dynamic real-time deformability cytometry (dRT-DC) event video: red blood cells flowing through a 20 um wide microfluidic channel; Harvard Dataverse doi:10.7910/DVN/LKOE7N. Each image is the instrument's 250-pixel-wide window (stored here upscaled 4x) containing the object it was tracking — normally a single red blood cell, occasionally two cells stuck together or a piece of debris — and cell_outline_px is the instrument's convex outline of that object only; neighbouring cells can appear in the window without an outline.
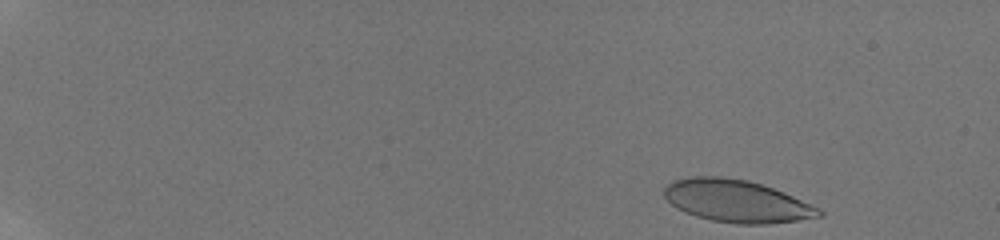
{"species": "human", "species_latin": "Homo sapiens", "temperature_condition": "room temperature", "stored_images_in_passage": 18, "camera_frame_rate_fps": 3000, "um_per_image_px": 0.085, "donor": {"sex": "male"}, "frame": {"image": 1, "passage_image": 1, "time_ms": 0.0, "image_size_px": [1000, 240], "cell_outline_px": [[824, 216], [768, 224], [736, 224], [712, 220], [696, 216], [684, 212], [676, 208], [664, 196], [664, 188], [672, 180], [692, 176], [720, 176], [748, 180], [784, 192], [812, 204], [824, 212]], "centroid_in_image_um": [62.61, 17.09], "position_along_channel_um": 22.4, "area_um2": 38.26}}
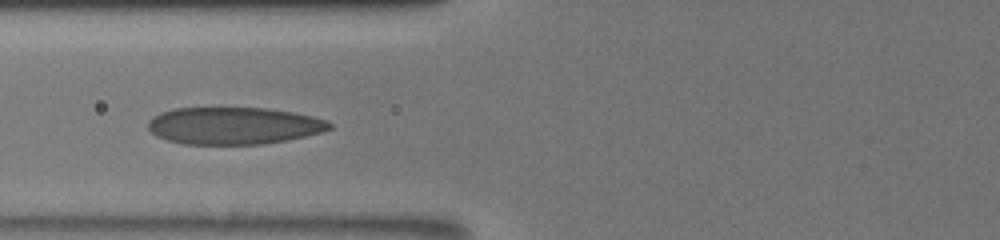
{"frame": {"image": 2, "passage_image": 13, "time_ms": 6.333, "image_size_px": [1000, 240], "cell_outline_px": [[332, 128], [320, 132], [288, 140], [260, 144], [180, 144], [156, 136], [148, 128], [148, 120], [152, 116], [160, 112], [172, 108], [268, 108], [292, 112], [312, 116], [328, 120], [332, 124]], "centroid_in_image_um": [19.84, 10.68], "position_along_channel_um": 106.0, "area_um2": 39.42}}
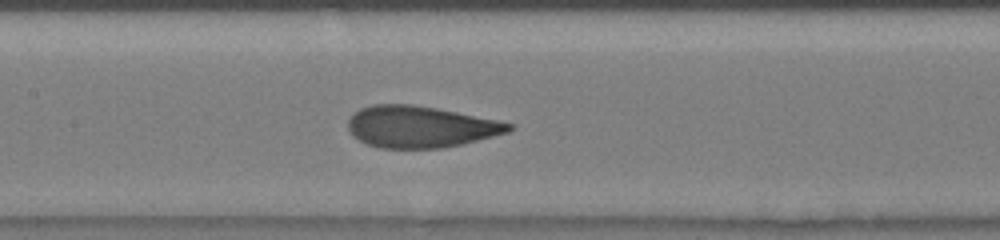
{"frame": {"image": 3, "passage_image": 18, "time_ms": 8.0, "image_size_px": [1000, 240], "cell_outline_px": [[516, 128], [508, 132], [460, 144], [440, 148], [380, 148], [368, 144], [352, 136], [348, 128], [348, 120], [360, 108], [372, 104], [412, 104], [436, 108], [500, 120], [516, 124]], "centroid_in_image_um": [35.75, 10.76], "position_along_channel_um": 171.6, "area_um2": 38.96}}